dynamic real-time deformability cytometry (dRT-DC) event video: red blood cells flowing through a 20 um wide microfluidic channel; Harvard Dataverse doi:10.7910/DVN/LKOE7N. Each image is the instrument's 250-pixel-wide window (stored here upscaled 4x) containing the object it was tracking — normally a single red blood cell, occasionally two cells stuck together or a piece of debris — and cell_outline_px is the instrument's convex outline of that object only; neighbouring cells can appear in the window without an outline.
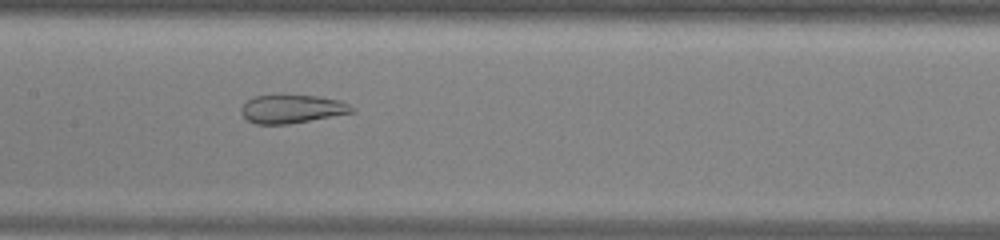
{"species": "common noctule bat (a hibernating species)", "species_latin": "Nyctalus noctula", "temperature_condition": "warm", "stored_images_in_passage": 50, "camera_frame_rate_fps": 3000, "um_per_image_px": 0.085, "animal": {"sex": "male", "body_mass_g": 13.0, "forearm_length_mm": 53.1}, "frame": {"image": 1, "passage_image": 24, "time_ms": 7.667, "image_size_px": [1000, 240], "cell_outline_px": [[356, 112], [288, 124], [256, 124], [248, 120], [240, 112], [240, 108], [248, 100], [256, 96], [280, 92], [316, 96], [340, 100], [356, 108]], "centroid_in_image_um": [24.82, 9.22], "position_along_channel_um": 182.6, "area_um2": 18.96}}
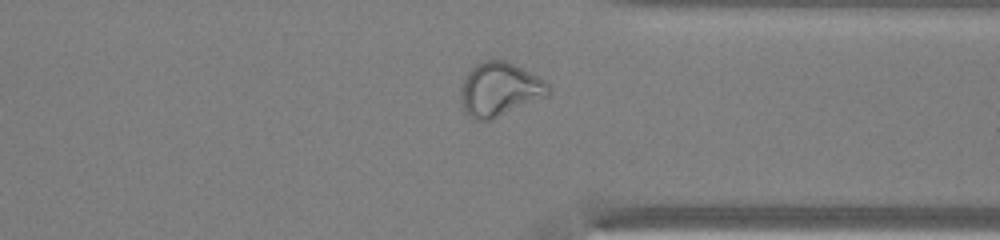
{"frame": {"image": 2, "passage_image": 38, "time_ms": 12.333, "image_size_px": [1000, 240], "cell_outline_px": [[552, 92], [548, 96], [492, 120], [476, 120], [468, 116], [464, 112], [460, 100], [460, 88], [468, 72], [476, 64], [484, 60], [508, 60], [544, 80], [552, 88]], "centroid_in_image_um": [42.48, 7.61], "position_along_channel_um": 368.9, "area_um2": 27.86}}
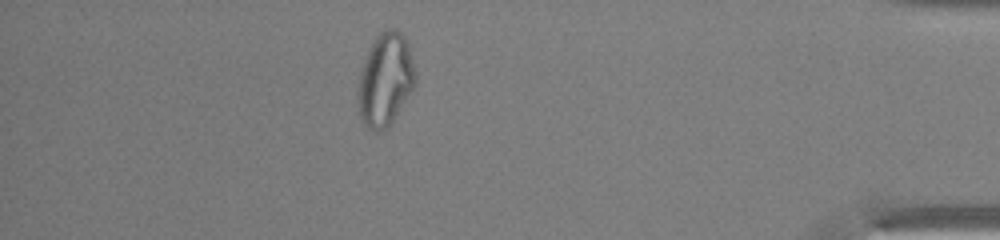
{"frame": {"image": 3, "passage_image": 44, "time_ms": 14.333, "image_size_px": [1000, 240], "cell_outline_px": [[416, 84], [388, 128], [376, 132], [372, 132], [364, 124], [360, 116], [356, 100], [356, 92], [360, 72], [364, 60], [372, 40], [380, 32], [388, 28], [396, 28], [404, 36], [408, 44], [412, 56], [416, 72]], "centroid_in_image_um": [32.73, 6.77], "position_along_channel_um": 402.5, "area_um2": 31.62}, "authors_computed_cell_mechanics": {"area_um2": 28.8422, "velocity_mm_per_s": 4.0507, "shape_relaxation_time_tau1_ms": null, "shape_relaxation_time_tau2_ms": 1.2719, "deformation_change_tau1": null, "deformation_change_tau2": 0.0926}}